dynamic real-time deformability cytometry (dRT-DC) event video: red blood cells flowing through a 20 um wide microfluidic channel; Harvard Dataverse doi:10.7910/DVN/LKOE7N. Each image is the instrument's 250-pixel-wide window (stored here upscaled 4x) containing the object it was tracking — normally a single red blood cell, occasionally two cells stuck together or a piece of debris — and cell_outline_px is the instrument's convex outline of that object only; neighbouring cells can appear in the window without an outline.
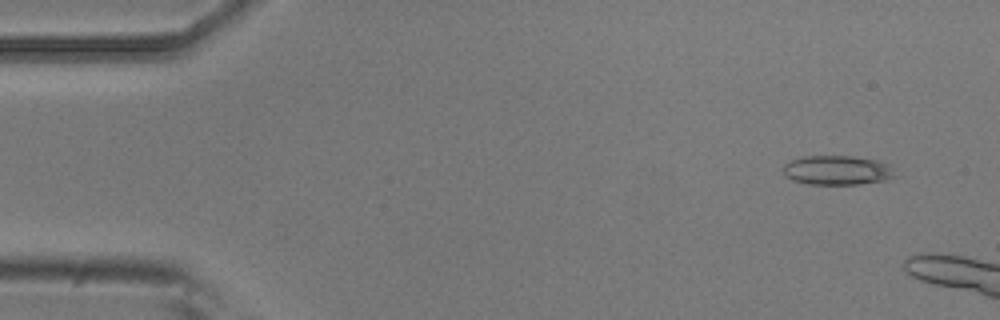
{"species": "common noctule bat (a hibernating species)", "species_latin": "Nyctalus noctula", "temperature_condition": "room temperature", "stored_images_in_passage": 4, "camera_frame_rate_fps": 3000, "um_per_image_px": 0.085, "animal": {"sex": "male", "body_mass_g": 20.5, "forearm_length_mm": 52.5}, "frame": {"image": 1, "passage_image": 1, "time_ms": 0.0, "image_size_px": [1000, 320], "cell_outline_px": [[896, 176], [888, 180], [860, 184], [808, 184], [792, 180], [784, 176], [784, 164], [792, 160], [804, 156], [852, 156], [876, 160], [888, 164]], "centroid_in_image_um": [71.16, 14.48], "position_along_channel_um": 13.8, "area_um2": 19.13}}